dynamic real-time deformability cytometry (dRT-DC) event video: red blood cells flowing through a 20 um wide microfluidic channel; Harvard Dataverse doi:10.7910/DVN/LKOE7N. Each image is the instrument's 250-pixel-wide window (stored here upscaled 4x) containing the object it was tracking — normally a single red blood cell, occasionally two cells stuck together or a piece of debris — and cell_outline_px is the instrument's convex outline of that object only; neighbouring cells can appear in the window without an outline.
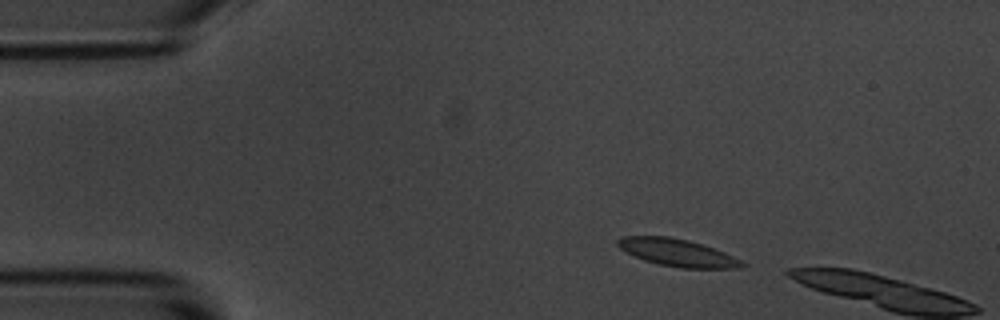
{"species": "common noctule bat (a hibernating species)", "species_latin": "Nyctalus noctula", "temperature_condition": "room temperature", "stored_images_in_passage": 2, "camera_frame_rate_fps": 3000, "um_per_image_px": 0.085, "animal": {"sex": "male", "body_mass_g": 20.1, "forearm_length_mm": 53.5}, "frame": {"image": 1, "passage_image": 1, "time_ms": 0.0, "image_size_px": [1000, 320], "cell_outline_px": [[748, 264], [740, 268], [680, 268], [660, 264], [644, 260], [632, 256], [620, 248], [616, 244], [616, 240], [624, 236], [668, 236], [688, 240], [724, 252]], "centroid_in_image_um": [57.55, 21.47], "position_along_channel_um": 27.5, "area_um2": 19.71}}